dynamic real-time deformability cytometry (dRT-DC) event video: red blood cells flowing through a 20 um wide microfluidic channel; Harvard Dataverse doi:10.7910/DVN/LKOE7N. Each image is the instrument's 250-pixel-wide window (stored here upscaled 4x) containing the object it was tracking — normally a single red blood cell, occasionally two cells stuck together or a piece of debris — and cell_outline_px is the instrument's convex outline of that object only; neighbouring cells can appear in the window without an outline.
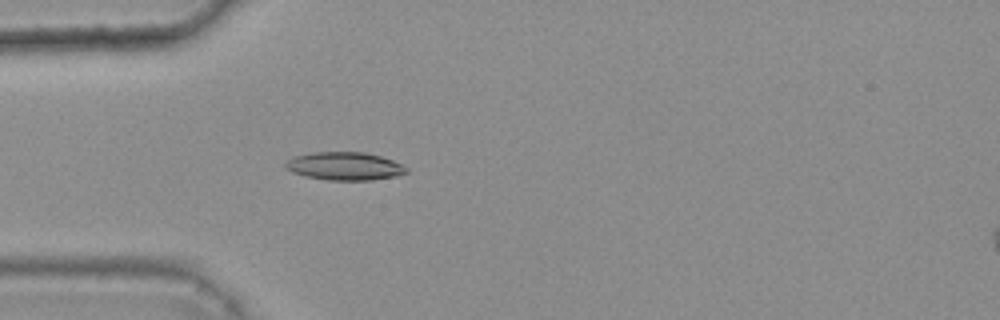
{"species": "common noctule bat (a hibernating species)", "species_latin": "Nyctalus noctula", "temperature_condition": "warm", "stored_images_in_passage": 33, "camera_frame_rate_fps": 3000, "um_per_image_px": 0.085, "animal": {"sex": "female", "body_mass_g": 25.1}, "frame": {"image": 1, "passage_image": 2, "time_ms": 0.333, "image_size_px": [1000, 320], "cell_outline_px": [[408, 172], [396, 176], [372, 180], [328, 180], [304, 176], [292, 172], [284, 168], [284, 164], [288, 160], [296, 156], [316, 152], [364, 152], [380, 156], [392, 160], [408, 168]], "centroid_in_image_um": [29.29, 14.13], "position_along_channel_um": 55.7, "area_um2": 19.71}}
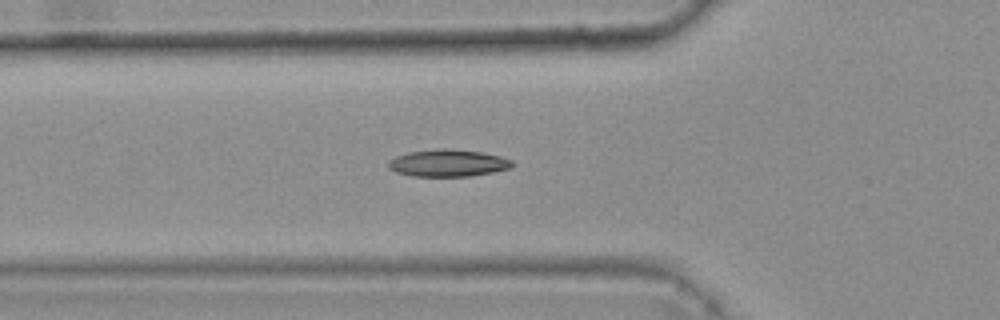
{"frame": {"image": 2, "passage_image": 5, "time_ms": 1.333, "image_size_px": [1000, 320], "cell_outline_px": [[512, 164], [508, 168], [492, 172], [468, 176], [412, 176], [396, 172], [388, 168], [388, 160], [396, 156], [408, 152], [480, 152], [500, 156], [512, 160]], "centroid_in_image_um": [38.04, 13.92], "position_along_channel_um": 87.8, "area_um2": 18.26}}
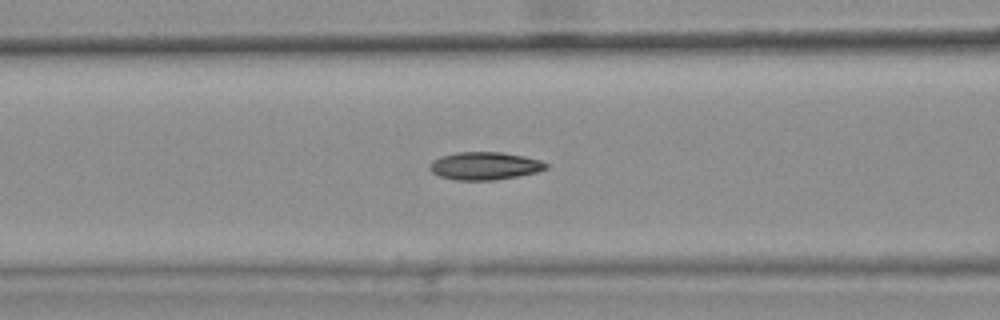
{"frame": {"image": 3, "passage_image": 8, "time_ms": 2.333, "image_size_px": [1000, 320], "cell_outline_px": [[548, 168], [536, 172], [496, 180], [456, 180], [440, 176], [432, 172], [432, 160], [440, 156], [456, 152], [500, 152], [524, 156], [540, 160], [548, 164]], "centroid_in_image_um": [41.22, 14.09], "position_along_channel_um": 125.4, "area_um2": 18.67}, "authors_computed_cell_mechanics": {"area_um2": 18.4382, "velocity_mm_per_s": 3.7162, "shape_relaxation_time_tau1_ms": 9.102, "shape_relaxation_time_tau2_ms": 1.5288, "deformation_change_tau1": 0.2292, "deformation_change_tau2": 0.0742}}